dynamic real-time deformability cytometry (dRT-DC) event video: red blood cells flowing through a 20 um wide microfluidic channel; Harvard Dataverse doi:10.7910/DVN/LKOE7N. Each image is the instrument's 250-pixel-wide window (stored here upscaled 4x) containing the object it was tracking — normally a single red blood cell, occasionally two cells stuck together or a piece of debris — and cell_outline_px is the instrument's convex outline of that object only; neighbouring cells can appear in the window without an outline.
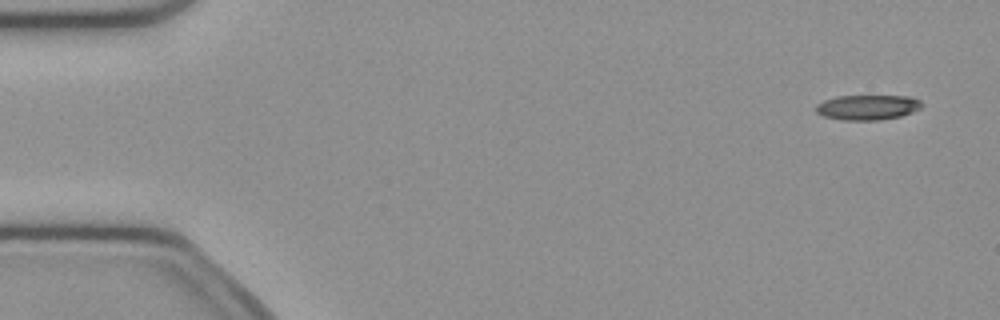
{"species": "common noctule bat (a hibernating species)", "species_latin": "Nyctalus noctula", "temperature_condition": "cold", "stored_images_in_passage": 12, "camera_frame_rate_fps": 3000, "um_per_image_px": 0.085, "animal": {"sex": "female", "body_mass_g": 21.9}, "frame": {"image": 1, "passage_image": 3, "time_ms": 0.667, "image_size_px": [1000, 320], "cell_outline_px": [[924, 104], [920, 108], [912, 112], [900, 116], [880, 120], [844, 120], [824, 116], [816, 112], [816, 104], [824, 100], [836, 96], [912, 96], [920, 100]], "centroid_in_image_um": [73.76, 9.11], "position_along_channel_um": 11.2, "area_um2": 15.49}}